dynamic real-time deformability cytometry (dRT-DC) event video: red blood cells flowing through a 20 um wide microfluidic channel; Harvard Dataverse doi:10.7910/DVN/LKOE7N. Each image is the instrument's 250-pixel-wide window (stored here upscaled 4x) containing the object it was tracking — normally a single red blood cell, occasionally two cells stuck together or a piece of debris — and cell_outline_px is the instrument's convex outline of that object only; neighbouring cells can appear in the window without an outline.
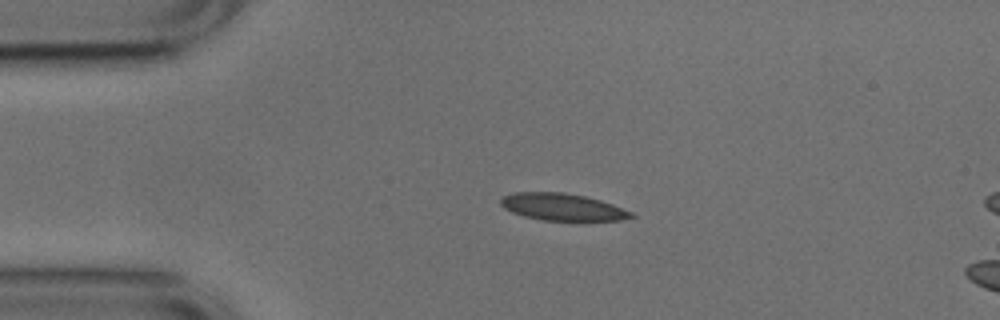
{"species": "common noctule bat (a hibernating species)", "species_latin": "Nyctalus noctula", "temperature_condition": "cold", "stored_images_in_passage": 14, "camera_frame_rate_fps": 3000, "um_per_image_px": 0.085, "animal": {"sex": "male", "body_mass_g": 17.9, "forearm_length_mm": 54.2}, "frame": {"image": 1, "passage_image": 10, "time_ms": 3.0, "image_size_px": [1000, 320], "cell_outline_px": [[636, 216], [620, 220], [544, 220], [524, 216], [512, 212], [504, 208], [500, 204], [500, 200], [504, 196], [516, 192], [564, 192], [584, 196], [600, 200], [612, 204], [632, 212]], "centroid_in_image_um": [47.8, 17.59], "position_along_channel_um": 37.2, "area_um2": 20.35}}